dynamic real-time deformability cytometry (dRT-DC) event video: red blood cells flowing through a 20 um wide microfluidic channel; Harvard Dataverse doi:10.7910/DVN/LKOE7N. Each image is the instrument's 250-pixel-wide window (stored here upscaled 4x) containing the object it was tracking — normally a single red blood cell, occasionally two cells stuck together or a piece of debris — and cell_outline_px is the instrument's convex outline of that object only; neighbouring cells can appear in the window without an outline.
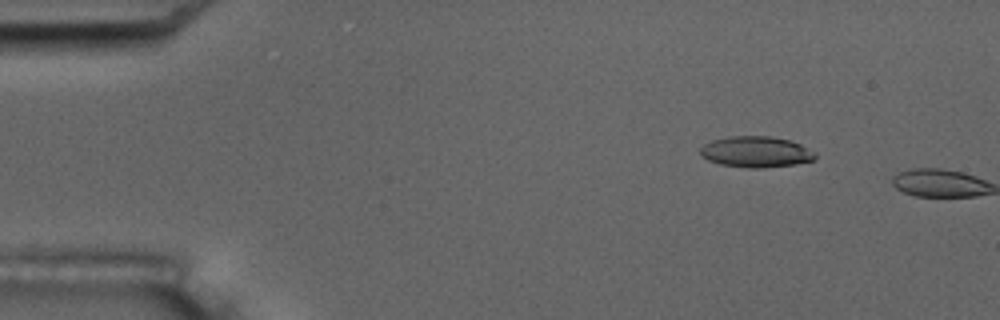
{"species": "common noctule bat (a hibernating species)", "species_latin": "Nyctalus noctula", "temperature_condition": "room temperature", "stored_images_in_passage": 2, "camera_frame_rate_fps": 3000, "um_per_image_px": 0.085, "animal": {"sex": "male", "body_mass_g": 17.5, "forearm_length_mm": 52.3}, "frame": {"image": 1, "passage_image": 1, "time_ms": 0.0, "image_size_px": [1000, 320], "cell_outline_px": [[816, 160], [796, 164], [764, 168], [748, 168], [720, 164], [708, 160], [700, 156], [700, 148], [704, 144], [712, 140], [728, 136], [768, 136], [788, 140], [800, 144], [816, 152]], "centroid_in_image_um": [64.26, 12.91], "position_along_channel_um": 20.7, "area_um2": 20.92}}